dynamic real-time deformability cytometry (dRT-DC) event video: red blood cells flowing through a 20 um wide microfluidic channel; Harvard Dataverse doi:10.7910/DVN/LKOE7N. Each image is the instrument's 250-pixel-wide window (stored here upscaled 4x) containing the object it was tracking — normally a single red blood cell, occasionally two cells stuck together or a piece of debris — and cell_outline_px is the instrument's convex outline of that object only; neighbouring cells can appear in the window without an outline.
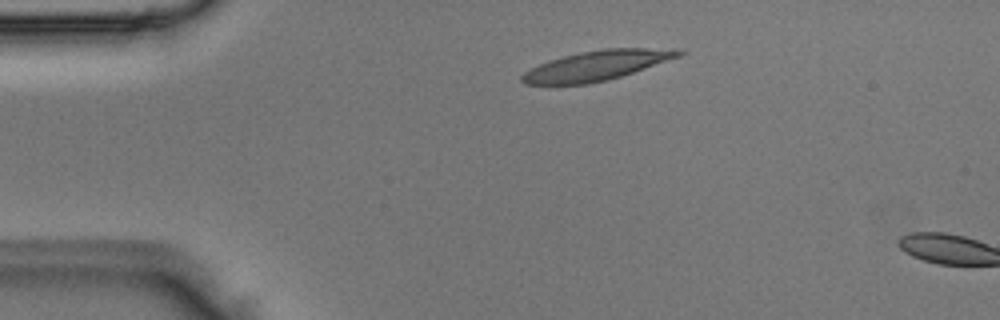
{"species": "Egyptian fruit bat (a non-hibernating species)", "species_latin": "Rousettus aegyptiacus", "temperature_condition": "room temperature", "stored_images_in_passage": 2, "camera_frame_rate_fps": 3000, "um_per_image_px": 0.085, "animal": {"sex": "male"}, "frame": {"image": 1, "passage_image": 1, "time_ms": 0.0, "image_size_px": [1000, 320], "cell_outline_px": [[684, 52], [680, 56], [608, 80], [588, 84], [524, 84], [520, 80], [520, 76], [524, 72], [548, 60], [580, 52], [604, 48], [680, 48]], "centroid_in_image_um": [50.72, 5.56], "position_along_channel_um": 34.3, "area_um2": 26.99}}